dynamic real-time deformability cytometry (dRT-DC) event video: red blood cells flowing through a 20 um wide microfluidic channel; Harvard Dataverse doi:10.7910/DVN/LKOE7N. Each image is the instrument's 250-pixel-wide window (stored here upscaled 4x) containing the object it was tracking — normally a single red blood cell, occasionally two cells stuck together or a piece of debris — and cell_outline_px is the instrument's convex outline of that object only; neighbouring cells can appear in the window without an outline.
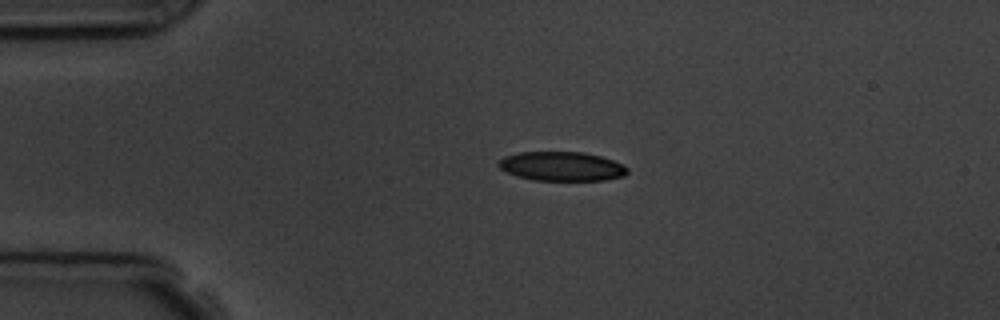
{"species": "common noctule bat (a hibernating species)", "species_latin": "Nyctalus noctula", "temperature_condition": "room temperature", "stored_images_in_passage": 4, "camera_frame_rate_fps": 3000, "um_per_image_px": 0.085, "animal": {"sex": "male", "body_mass_g": 19.5, "forearm_length_mm": 54.6}, "frame": {"image": 1, "passage_image": 3, "time_ms": 2.333, "image_size_px": [1000, 320], "cell_outline_px": [[628, 172], [624, 176], [604, 180], [532, 180], [516, 176], [500, 168], [496, 164], [504, 156], [520, 152], [584, 152], [600, 156], [624, 164], [628, 168]], "centroid_in_image_um": [47.75, 14.13], "position_along_channel_um": 37.2, "area_um2": 21.96}}